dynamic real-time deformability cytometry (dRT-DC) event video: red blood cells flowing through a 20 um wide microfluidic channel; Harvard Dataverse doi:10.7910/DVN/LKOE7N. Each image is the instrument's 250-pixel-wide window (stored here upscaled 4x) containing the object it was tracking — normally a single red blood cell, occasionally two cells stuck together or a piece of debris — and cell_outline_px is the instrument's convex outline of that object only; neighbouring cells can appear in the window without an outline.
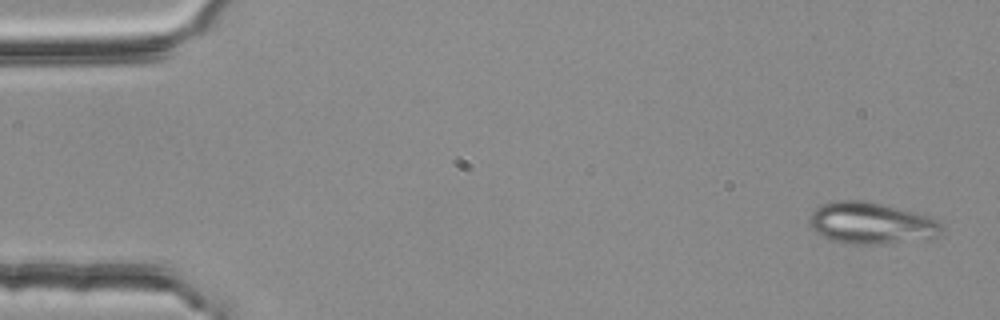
{"species": "common noctule bat (a hibernating species)", "species_latin": "Nyctalus noctula", "temperature_condition": "room temperature", "stored_images_in_passage": 4, "segment_of_instrument_passage": [2, 2], "camera_frame_rate_fps": 3000, "um_per_image_px": 0.085, "animal": {"sex": "female", "body_mass_g": 25.1}, "frame": {"image": 1, "passage_image": 4, "time_ms": 1.0, "image_size_px": [1000, 320], "cell_outline_px": [[944, 228], [936, 236], [872, 244], [844, 244], [828, 240], [816, 232], [808, 224], [808, 220], [812, 212], [820, 204], [832, 200], [864, 200], [932, 216], [940, 220]], "centroid_in_image_um": [73.98, 18.94], "position_along_channel_um": 11.0, "area_um2": 32.08}}